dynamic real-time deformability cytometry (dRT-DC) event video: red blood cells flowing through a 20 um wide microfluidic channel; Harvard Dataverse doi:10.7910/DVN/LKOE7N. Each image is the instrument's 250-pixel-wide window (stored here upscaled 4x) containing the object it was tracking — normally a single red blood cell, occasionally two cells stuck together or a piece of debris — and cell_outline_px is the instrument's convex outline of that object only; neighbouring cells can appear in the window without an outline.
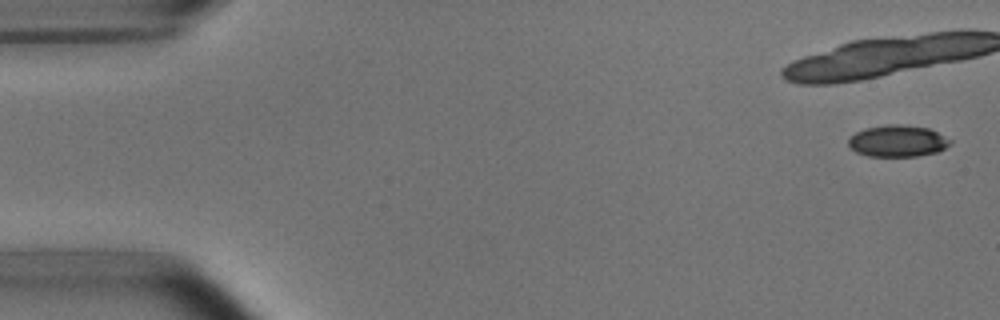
{"species": "common noctule bat (a hibernating species)", "species_latin": "Nyctalus noctula", "temperature_condition": "room temperature", "stored_images_in_passage": 6, "camera_frame_rate_fps": 3000, "um_per_image_px": 0.085, "animal": {"sex": "male", "body_mass_g": 15.6}, "frame": {"image": 1, "passage_image": 1, "time_ms": 0.0, "image_size_px": [1000, 320], "cell_outline_px": [[952, 144], [936, 152], [916, 156], [868, 156], [856, 152], [848, 144], [848, 140], [856, 132], [868, 128], [888, 124], [900, 124], [928, 128], [952, 140]], "centroid_in_image_um": [76.31, 11.99], "position_along_channel_um": 8.7, "area_um2": 18.55}}